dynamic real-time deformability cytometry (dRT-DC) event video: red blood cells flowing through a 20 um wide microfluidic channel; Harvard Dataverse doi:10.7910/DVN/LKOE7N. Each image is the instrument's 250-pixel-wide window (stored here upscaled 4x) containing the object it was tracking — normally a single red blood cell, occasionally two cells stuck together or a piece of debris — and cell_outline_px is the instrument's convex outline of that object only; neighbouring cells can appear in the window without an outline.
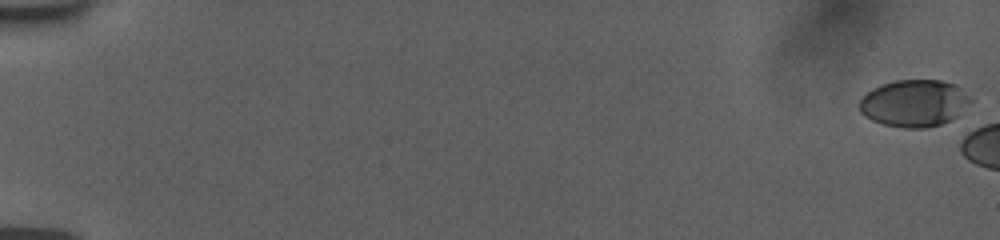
{"species": "human", "species_latin": "Homo sapiens", "temperature_condition": "room temperature", "stored_images_in_passage": 6, "camera_frame_rate_fps": 3000, "um_per_image_px": 0.085, "donor": {"sex": "female"}, "frame": {"image": 1, "passage_image": 1, "time_ms": 0.0, "image_size_px": [1000, 240], "cell_outline_px": [[972, 100], [952, 120], [940, 124], [924, 128], [900, 128], [884, 124], [872, 120], [864, 116], [860, 112], [860, 100], [872, 88], [880, 84], [896, 80], [940, 80], [956, 84], [972, 96]], "centroid_in_image_um": [77.72, 8.76], "position_along_channel_um": 7.3, "area_um2": 30.58}}